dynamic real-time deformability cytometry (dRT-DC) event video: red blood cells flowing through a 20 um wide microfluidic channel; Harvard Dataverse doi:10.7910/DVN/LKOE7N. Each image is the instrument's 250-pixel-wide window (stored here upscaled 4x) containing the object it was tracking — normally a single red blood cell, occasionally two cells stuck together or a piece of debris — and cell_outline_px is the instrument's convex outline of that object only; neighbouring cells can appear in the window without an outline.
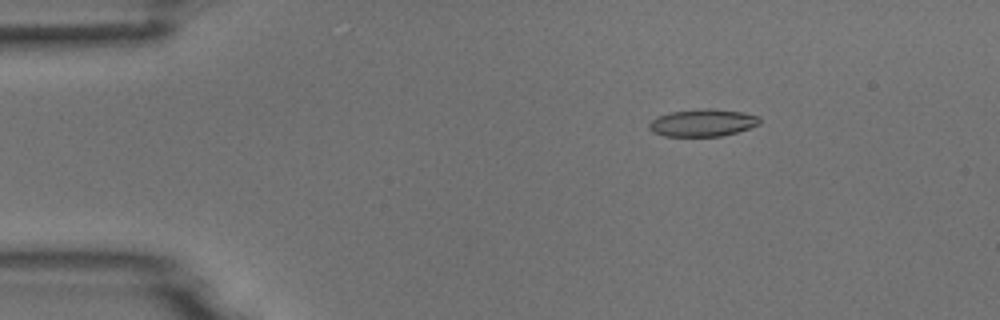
{"species": "common noctule bat (a hibernating species)", "species_latin": "Nyctalus noctula", "temperature_condition": "room temperature", "stored_images_in_passage": 51, "camera_frame_rate_fps": 3000, "um_per_image_px": 0.085, "animal": {"sex": "male", "body_mass_g": 18.8}, "frame": {"image": 1, "passage_image": 8, "time_ms": 2.333, "image_size_px": [1000, 320], "cell_outline_px": [[760, 124], [736, 132], [720, 136], [664, 136], [652, 132], [648, 128], [648, 124], [656, 116], [668, 112], [696, 108], [712, 108], [744, 112], [760, 116]], "centroid_in_image_um": [59.7, 10.41], "position_along_channel_um": 25.3, "area_um2": 17.92}}
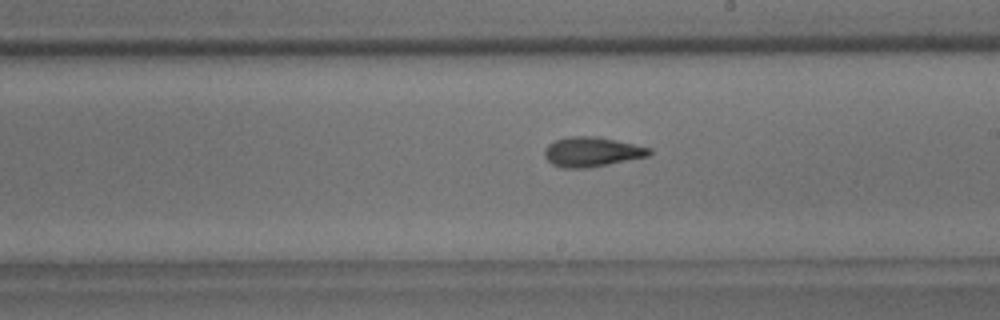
{"frame": {"image": 2, "passage_image": 29, "time_ms": 9.333, "image_size_px": [1000, 320], "cell_outline_px": [[652, 152], [648, 156], [588, 168], [560, 168], [552, 164], [544, 156], [544, 148], [548, 144], [556, 140], [568, 136], [596, 136], [652, 148]], "centroid_in_image_um": [50.27, 12.91], "position_along_channel_um": 238.7, "area_um2": 18.15}}
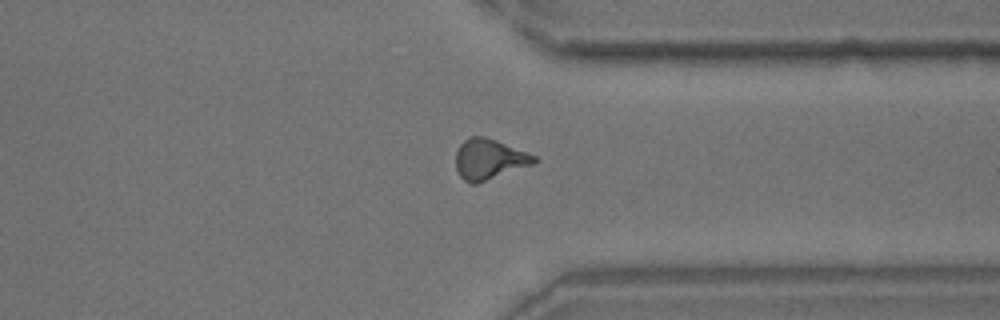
{"frame": {"image": 3, "passage_image": 39, "time_ms": 12.667, "image_size_px": [1000, 320], "cell_outline_px": [[540, 160], [536, 164], [476, 184], [472, 184], [464, 180], [460, 176], [456, 168], [456, 152], [460, 144], [464, 140], [472, 136], [484, 136], [496, 140], [528, 152], [536, 156]], "centroid_in_image_um": [41.62, 13.54], "position_along_channel_um": 369.8, "area_um2": 18.73}}